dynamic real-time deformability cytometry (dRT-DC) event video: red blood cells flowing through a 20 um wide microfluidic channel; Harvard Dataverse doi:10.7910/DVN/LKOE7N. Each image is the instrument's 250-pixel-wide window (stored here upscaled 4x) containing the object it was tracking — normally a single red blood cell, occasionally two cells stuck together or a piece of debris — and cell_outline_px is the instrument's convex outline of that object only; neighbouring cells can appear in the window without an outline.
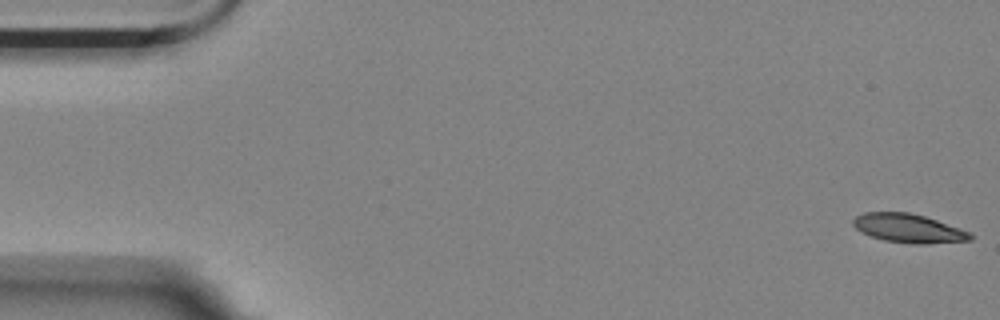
{"species": "Egyptian fruit bat (a non-hibernating species)", "species_latin": "Rousettus aegyptiacus", "temperature_condition": "room temperature", "stored_images_in_passage": 56, "camera_frame_rate_fps": 3000, "um_per_image_px": 0.085, "animal": {"sex": "female"}, "frame": {"image": 1, "passage_image": 1, "time_ms": 0.0, "image_size_px": [1000, 320], "cell_outline_px": [[972, 240], [924, 244], [912, 244], [884, 240], [860, 232], [852, 224], [852, 220], [856, 216], [864, 212], [908, 212], [924, 216], [972, 232]], "centroid_in_image_um": [77.22, 19.4], "position_along_channel_um": 7.8, "area_um2": 19.65}}
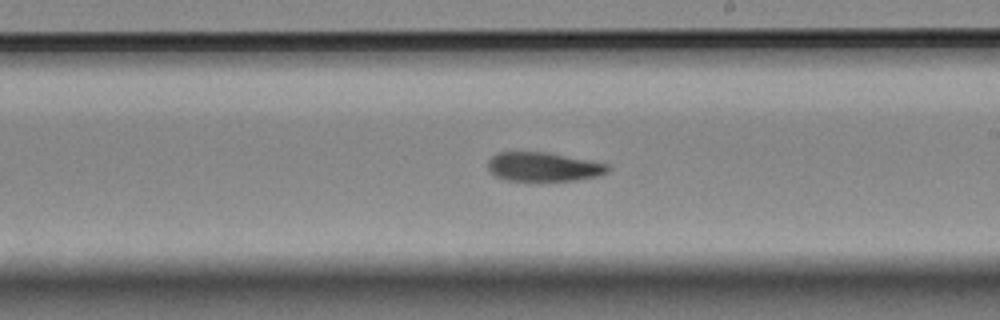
{"frame": {"image": 2, "passage_image": 32, "time_ms": 10.333, "image_size_px": [1000, 320], "cell_outline_px": [[612, 168], [608, 172], [596, 176], [576, 180], [504, 180], [496, 176], [488, 168], [488, 160], [492, 156], [500, 152], [544, 152], [608, 164]], "centroid_in_image_um": [46.19, 14.18], "position_along_channel_um": 242.8, "area_um2": 19.94}}
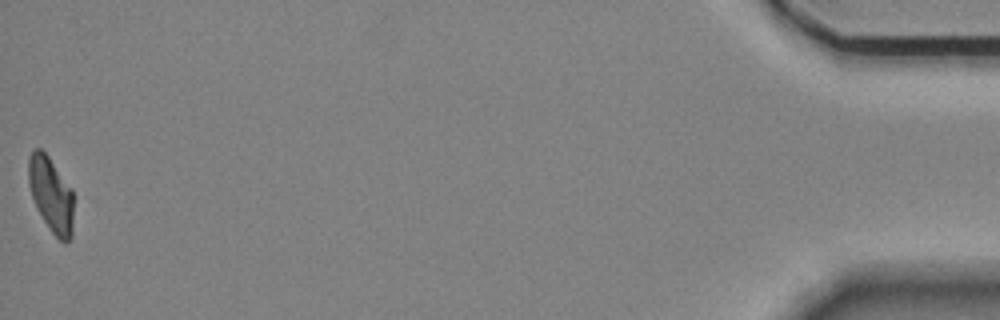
{"frame": {"image": 3, "passage_image": 56, "time_ms": 18.333, "image_size_px": [1000, 320], "cell_outline_px": [[72, 240], [64, 244], [52, 232], [44, 220], [32, 196], [28, 184], [28, 156], [32, 148], [40, 148], [48, 156], [72, 188]], "centroid_in_image_um": [4.33, 16.51], "position_along_channel_um": 430.9, "area_um2": 19.65}}